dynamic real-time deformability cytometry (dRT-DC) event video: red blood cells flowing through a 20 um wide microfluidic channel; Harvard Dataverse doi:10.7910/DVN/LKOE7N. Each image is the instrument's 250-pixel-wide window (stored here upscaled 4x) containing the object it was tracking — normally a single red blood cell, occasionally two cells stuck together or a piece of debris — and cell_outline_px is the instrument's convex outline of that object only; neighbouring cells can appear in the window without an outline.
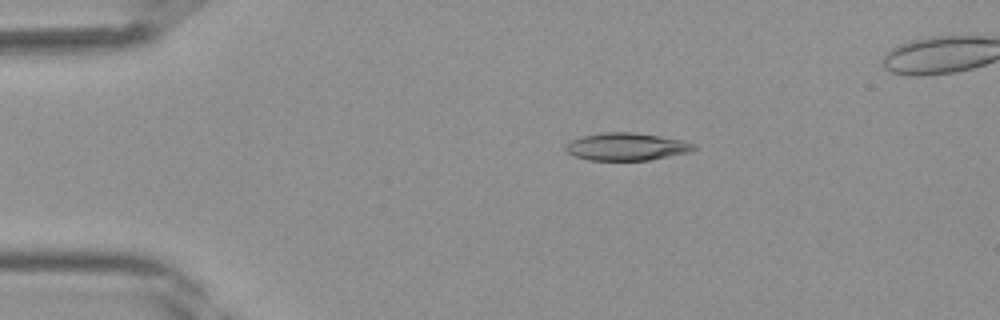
{"species": "Egyptian fruit bat (a non-hibernating species)", "species_latin": "Rousettus aegyptiacus", "temperature_condition": "room temperature", "stored_images_in_passage": 40, "camera_frame_rate_fps": 3000, "um_per_image_px": 0.085, "frame": {"image": 1, "passage_image": 8, "time_ms": 2.333, "image_size_px": [1000, 320], "cell_outline_px": [[696, 148], [688, 152], [648, 160], [588, 160], [576, 156], [568, 152], [564, 148], [572, 140], [580, 136], [604, 132], [632, 132], [660, 136], [684, 140], [692, 144]], "centroid_in_image_um": [53.23, 12.46], "position_along_channel_um": 31.8, "area_um2": 20.35}}
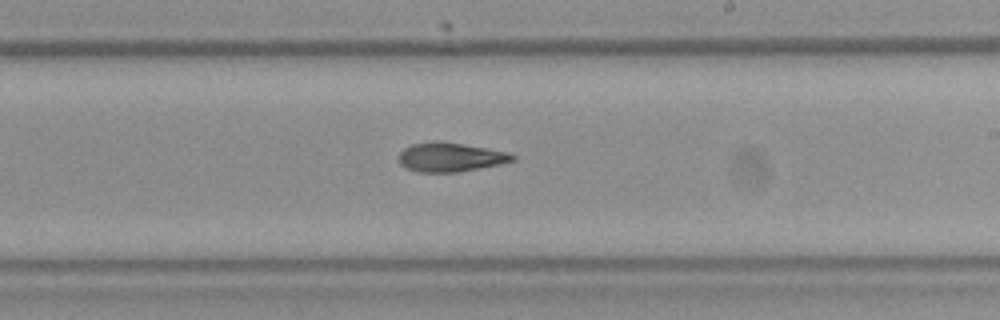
{"frame": {"image": 2, "passage_image": 24, "time_ms": 7.667, "image_size_px": [1000, 320], "cell_outline_px": [[516, 160], [500, 164], [480, 168], [456, 172], [416, 172], [404, 168], [400, 164], [396, 156], [404, 148], [412, 144], [432, 140], [488, 148], [508, 152], [516, 156]], "centroid_in_image_um": [38.23, 13.36], "position_along_channel_um": 250.8, "area_um2": 19.48}}
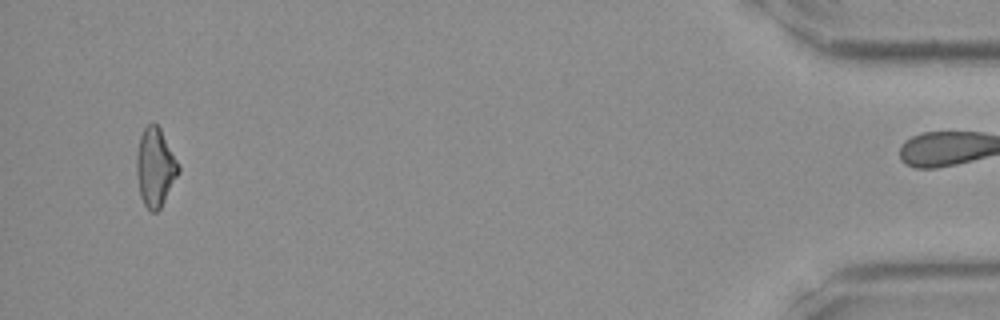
{"frame": {"image": 3, "passage_image": 39, "time_ms": 12.667, "image_size_px": [1000, 320], "cell_outline_px": [[180, 172], [160, 208], [156, 212], [152, 212], [144, 204], [140, 196], [136, 172], [136, 156], [140, 136], [144, 128], [148, 124], [156, 124], [160, 128], [180, 164]], "centroid_in_image_um": [13.2, 14.22], "position_along_channel_um": 422.0, "area_um2": 19.19}}